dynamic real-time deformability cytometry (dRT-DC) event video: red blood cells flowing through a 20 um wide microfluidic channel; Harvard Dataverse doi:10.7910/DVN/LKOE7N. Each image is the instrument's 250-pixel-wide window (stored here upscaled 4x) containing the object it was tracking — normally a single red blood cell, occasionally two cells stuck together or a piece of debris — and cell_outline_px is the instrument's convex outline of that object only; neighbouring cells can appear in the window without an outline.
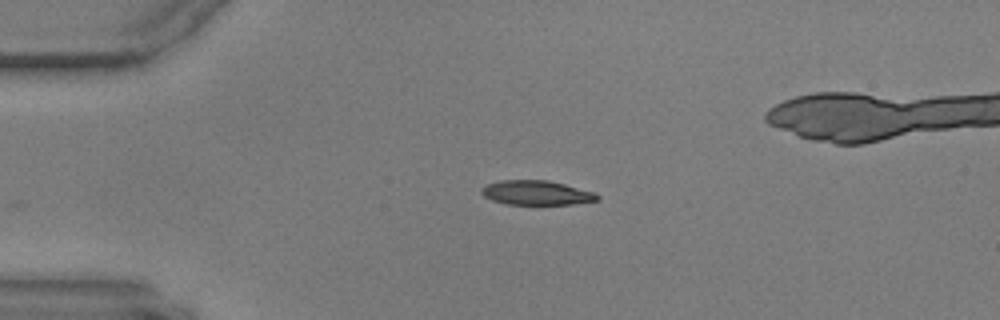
{"species": "common noctule bat (a hibernating species)", "species_latin": "Nyctalus noctula", "temperature_condition": "warm", "stored_images_in_passage": 43, "camera_frame_rate_fps": 3000, "um_per_image_px": 0.085, "animal": {"sex": "male", "body_mass_g": 17.9, "forearm_length_mm": 54.2}, "frame": {"image": 1, "passage_image": 1, "time_ms": 0.0, "image_size_px": [1000, 320], "cell_outline_px": [[600, 200], [572, 204], [504, 204], [492, 200], [484, 196], [480, 192], [480, 188], [488, 184], [500, 180], [548, 180], [596, 192], [600, 196]], "centroid_in_image_um": [45.61, 16.38], "position_along_channel_um": 39.4, "area_um2": 16.59}}
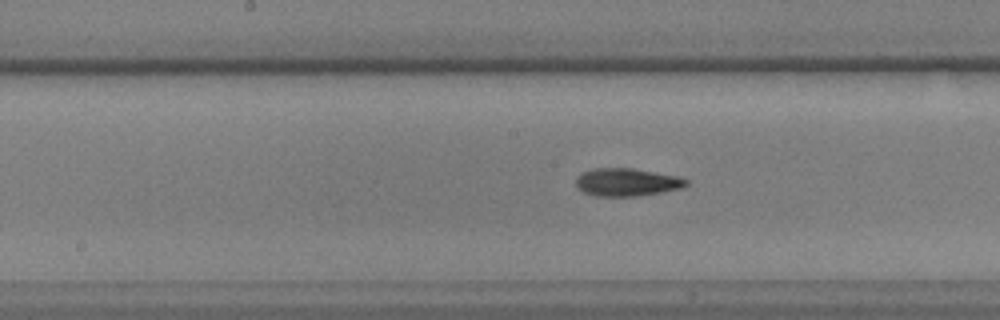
{"frame": {"image": 2, "passage_image": 17, "time_ms": 5.333, "image_size_px": [1000, 320], "cell_outline_px": [[688, 184], [680, 188], [640, 196], [596, 196], [584, 192], [576, 188], [576, 176], [592, 168], [632, 168], [676, 176], [688, 180]], "centroid_in_image_um": [53.23, 15.49], "position_along_channel_um": 195.0, "area_um2": 17.8}}
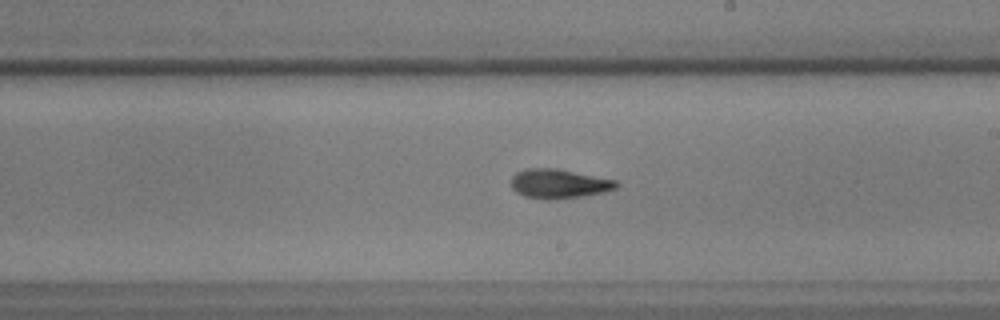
{"frame": {"image": 3, "passage_image": 21, "time_ms": 6.667, "image_size_px": [1000, 320], "cell_outline_px": [[620, 184], [616, 188], [604, 192], [584, 196], [548, 200], [544, 200], [524, 196], [516, 192], [512, 188], [512, 176], [516, 172], [528, 168], [556, 168], [616, 180]], "centroid_in_image_um": [47.5, 15.62], "position_along_channel_um": 241.5, "area_um2": 18.03}}